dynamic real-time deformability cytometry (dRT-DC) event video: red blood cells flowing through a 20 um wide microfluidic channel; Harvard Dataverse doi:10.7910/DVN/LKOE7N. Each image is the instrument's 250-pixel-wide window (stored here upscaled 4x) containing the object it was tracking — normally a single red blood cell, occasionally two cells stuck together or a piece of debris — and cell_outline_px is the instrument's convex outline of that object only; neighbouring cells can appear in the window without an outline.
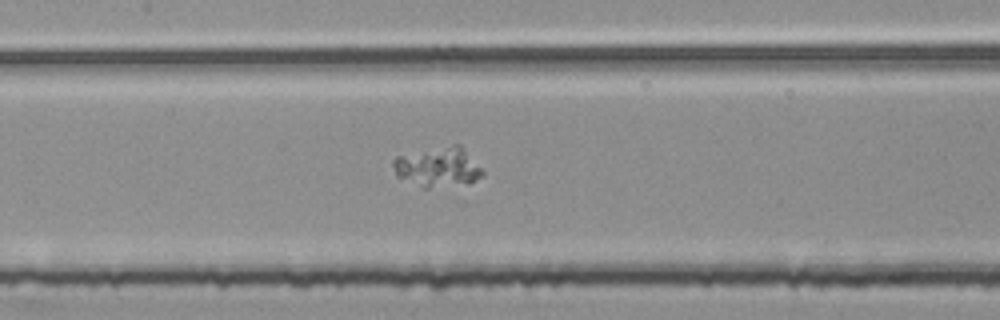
{"species": "common noctule bat (a hibernating species)", "species_latin": "Nyctalus noctula", "temperature_condition": "room temperature", "stored_images_in_passage": 5, "camera_frame_rate_fps": 3000, "um_per_image_px": 0.085, "animal": {"sex": "female", "body_mass_g": 25.1}, "frame": {"image": 1, "passage_image": 5, "time_ms": 1.333, "image_size_px": [1000, 320], "cell_outline_px": [[484, 176], [468, 184], [428, 188], [420, 188], [396, 176], [392, 164], [392, 160], [396, 156], [452, 144], [460, 144], [484, 172]], "centroid_in_image_um": [37.21, 14.22], "position_along_channel_um": 170.2, "area_um2": 20.92}}